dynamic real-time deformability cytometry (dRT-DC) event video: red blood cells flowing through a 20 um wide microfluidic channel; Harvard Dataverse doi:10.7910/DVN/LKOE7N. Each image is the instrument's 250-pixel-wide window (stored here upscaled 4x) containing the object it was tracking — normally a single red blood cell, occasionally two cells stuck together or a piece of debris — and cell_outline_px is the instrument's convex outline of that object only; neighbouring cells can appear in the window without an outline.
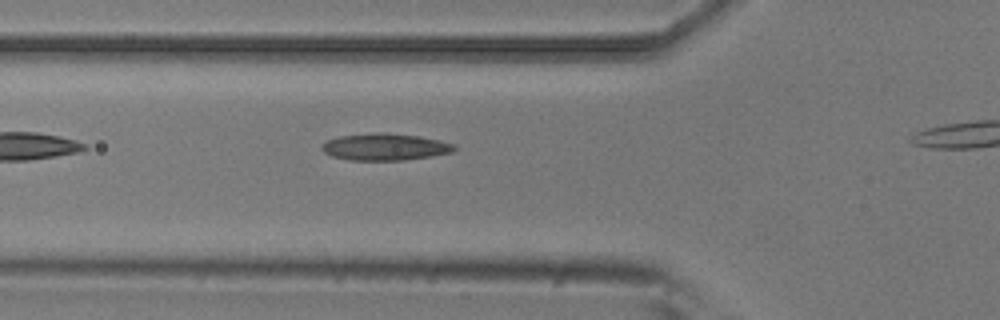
{"species": "common noctule bat (a hibernating species)", "species_latin": "Nyctalus noctula", "temperature_condition": "room temperature", "stored_images_in_passage": 7, "camera_frame_rate_fps": 3000, "um_per_image_px": 0.085, "animal": {"sex": "male", "body_mass_g": 20.5, "forearm_length_mm": 52.5}, "frame": {"image": 1, "passage_image": 6, "time_ms": 1.667, "image_size_px": [1000, 320], "cell_outline_px": [[456, 148], [452, 152], [432, 156], [404, 160], [348, 160], [332, 156], [324, 152], [320, 148], [328, 140], [340, 136], [380, 132], [384, 132], [420, 136], [440, 140], [452, 144]], "centroid_in_image_um": [32.73, 12.49], "position_along_channel_um": 93.1, "area_um2": 20.63}}